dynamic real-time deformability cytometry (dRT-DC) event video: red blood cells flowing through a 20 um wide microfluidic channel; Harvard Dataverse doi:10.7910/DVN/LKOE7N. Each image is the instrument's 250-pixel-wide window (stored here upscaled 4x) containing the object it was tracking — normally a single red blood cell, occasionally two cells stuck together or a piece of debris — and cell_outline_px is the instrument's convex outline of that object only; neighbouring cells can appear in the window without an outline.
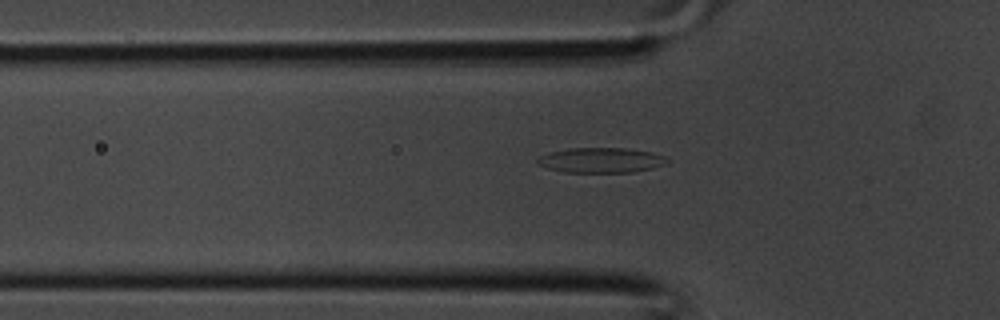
{"species": "common noctule bat (a hibernating species)", "species_latin": "Nyctalus noctula", "temperature_condition": "room temperature", "stored_images_in_passage": 34, "camera_frame_rate_fps": 3000, "um_per_image_px": 0.085, "animal": {"sex": "male", "body_mass_g": 20.1, "forearm_length_mm": 53.5}, "frame": {"image": 1, "passage_image": 9, "time_ms": 2.667, "image_size_px": [1000, 320], "cell_outline_px": [[668, 164], [652, 168], [632, 172], [564, 172], [548, 168], [536, 164], [536, 160], [540, 156], [548, 152], [568, 148], [624, 148], [652, 152], [664, 156], [668, 160]], "centroid_in_image_um": [51.07, 13.61], "position_along_channel_um": 74.7, "area_um2": 19.02}}
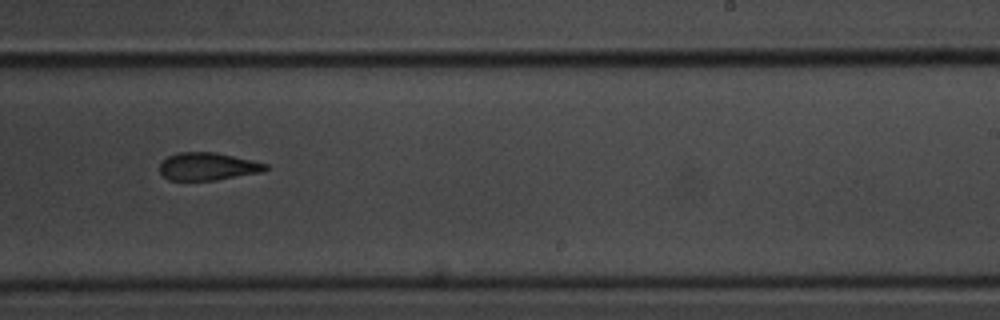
{"frame": {"image": 2, "passage_image": 20, "time_ms": 6.333, "image_size_px": [1000, 320], "cell_outline_px": [[268, 168], [264, 172], [216, 180], [168, 180], [160, 172], [160, 164], [168, 156], [180, 152], [216, 152], [252, 160], [268, 164]], "centroid_in_image_um": [17.69, 14.15], "position_along_channel_um": 271.3, "area_um2": 17.11}}
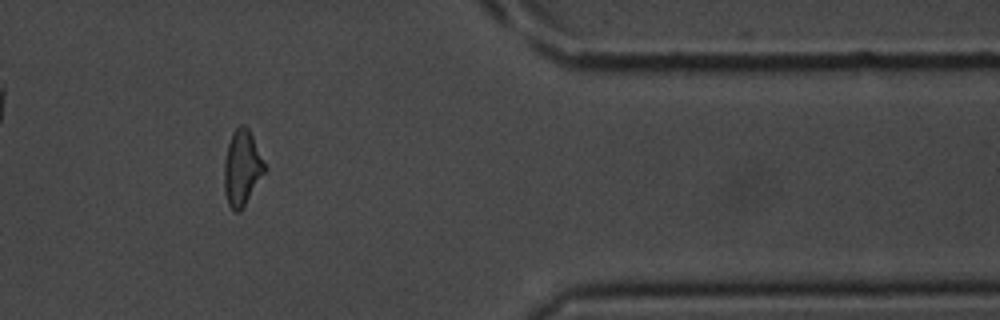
{"frame": {"image": 3, "passage_image": 28, "time_ms": 9.0, "image_size_px": [1000, 320], "cell_outline_px": [[268, 168], [240, 212], [232, 212], [228, 204], [224, 192], [224, 160], [228, 144], [232, 132], [240, 124], [244, 124], [248, 128]], "centroid_in_image_um": [20.57, 14.29], "position_along_channel_um": 390.8, "area_um2": 18.03}}